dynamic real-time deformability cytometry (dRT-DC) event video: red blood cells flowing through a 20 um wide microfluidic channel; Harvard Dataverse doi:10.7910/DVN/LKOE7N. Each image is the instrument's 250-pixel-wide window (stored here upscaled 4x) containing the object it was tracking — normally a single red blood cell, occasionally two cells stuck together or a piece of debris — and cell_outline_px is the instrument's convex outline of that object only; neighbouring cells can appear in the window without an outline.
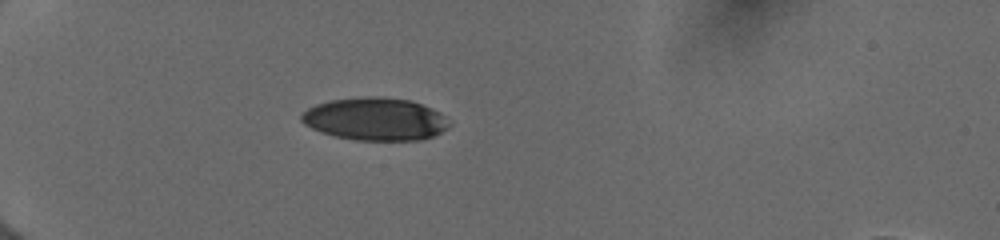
{"species": "human", "species_latin": "Homo sapiens", "temperature_condition": "cold", "stored_images_in_passage": 9, "camera_frame_rate_fps": 3000, "um_per_image_px": 0.085, "donor": {"sex": "female"}, "frame": {"image": 1, "passage_image": 1, "time_ms": 0.0, "image_size_px": [1000, 240], "cell_outline_px": [[452, 124], [448, 128], [432, 136], [420, 140], [356, 140], [336, 136], [320, 132], [304, 124], [300, 120], [300, 116], [308, 108], [316, 104], [332, 100], [376, 96], [380, 96], [408, 100], [420, 104], [440, 112]], "centroid_in_image_um": [31.9, 10.13], "position_along_channel_um": 53.1, "area_um2": 36.53}}
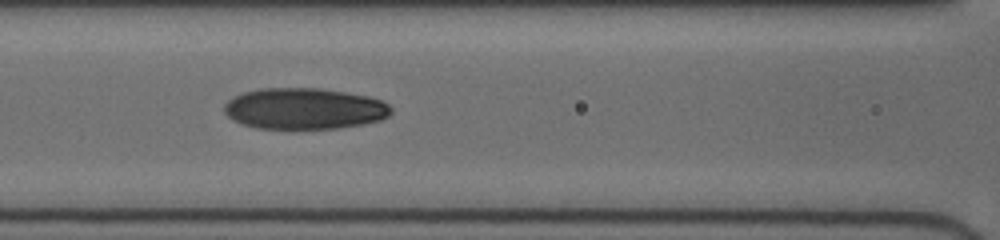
{"frame": {"image": 2, "passage_image": 6, "time_ms": 3.0, "image_size_px": [1000, 240], "cell_outline_px": [[392, 112], [388, 116], [380, 120], [364, 124], [336, 128], [256, 128], [240, 124], [228, 116], [224, 112], [224, 104], [228, 100], [244, 92], [260, 88], [320, 88], [368, 96], [384, 100], [392, 108]], "centroid_in_image_um": [25.88, 9.23], "position_along_channel_um": 140.7, "area_um2": 40.11}}
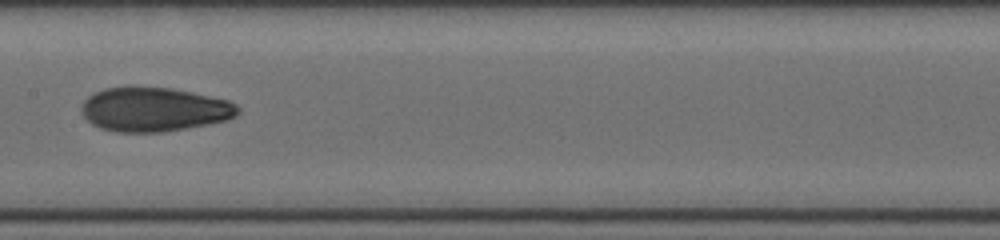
{"frame": {"image": 3, "passage_image": 8, "time_ms": 4.333, "image_size_px": [1000, 240], "cell_outline_px": [[240, 112], [236, 116], [228, 120], [208, 124], [164, 132], [116, 132], [100, 128], [92, 124], [84, 116], [80, 108], [84, 100], [88, 96], [104, 88], [172, 88], [192, 92], [228, 100], [236, 104], [240, 108]], "centroid_in_image_um": [13.12, 9.32], "position_along_channel_um": 194.3, "area_um2": 40.06}}